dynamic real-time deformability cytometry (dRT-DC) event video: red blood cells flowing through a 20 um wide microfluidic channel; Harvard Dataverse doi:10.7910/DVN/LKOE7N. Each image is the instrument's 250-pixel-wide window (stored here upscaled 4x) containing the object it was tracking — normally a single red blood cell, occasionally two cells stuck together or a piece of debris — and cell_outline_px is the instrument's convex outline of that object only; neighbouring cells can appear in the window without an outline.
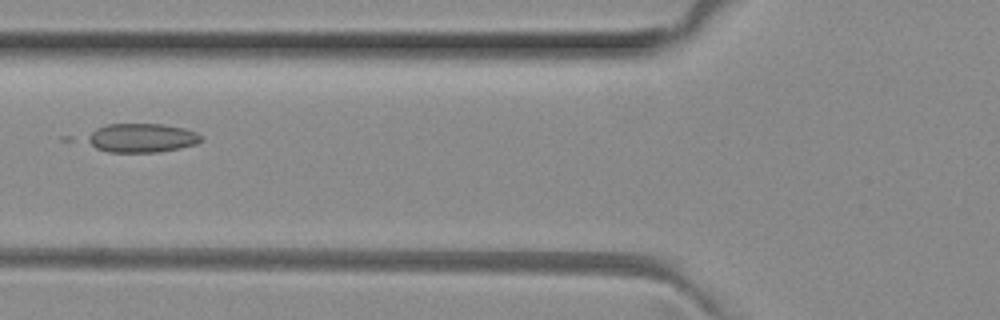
{"species": "common noctule bat (a hibernating species)", "species_latin": "Nyctalus noctula", "temperature_condition": "room temperature", "stored_images_in_passage": 6, "camera_frame_rate_fps": 3000, "um_per_image_px": 0.085, "animal": {"sex": "female", "body_mass_g": 29.2, "forearm_length_mm": 56.3}, "frame": {"image": 1, "passage_image": 5, "time_ms": 1.333, "image_size_px": [1000, 320], "cell_outline_px": [[200, 140], [196, 144], [180, 148], [160, 152], [108, 152], [96, 148], [84, 140], [84, 136], [96, 128], [108, 124], [164, 124], [184, 128], [196, 132], [200, 136]], "centroid_in_image_um": [11.98, 11.72], "position_along_channel_um": 113.8, "area_um2": 19.36}}
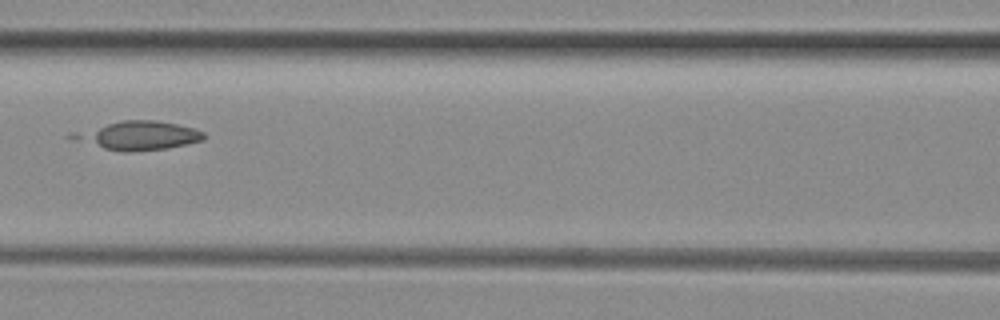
{"frame": {"image": 2, "passage_image": 6, "time_ms": 1.667, "image_size_px": [1000, 320], "cell_outline_px": [[204, 140], [168, 148], [128, 152], [124, 152], [104, 148], [68, 140], [64, 136], [68, 132], [120, 120], [156, 120], [196, 128], [204, 132]], "centroid_in_image_um": [11.6, 11.51], "position_along_channel_um": 155.0, "area_um2": 22.54}}